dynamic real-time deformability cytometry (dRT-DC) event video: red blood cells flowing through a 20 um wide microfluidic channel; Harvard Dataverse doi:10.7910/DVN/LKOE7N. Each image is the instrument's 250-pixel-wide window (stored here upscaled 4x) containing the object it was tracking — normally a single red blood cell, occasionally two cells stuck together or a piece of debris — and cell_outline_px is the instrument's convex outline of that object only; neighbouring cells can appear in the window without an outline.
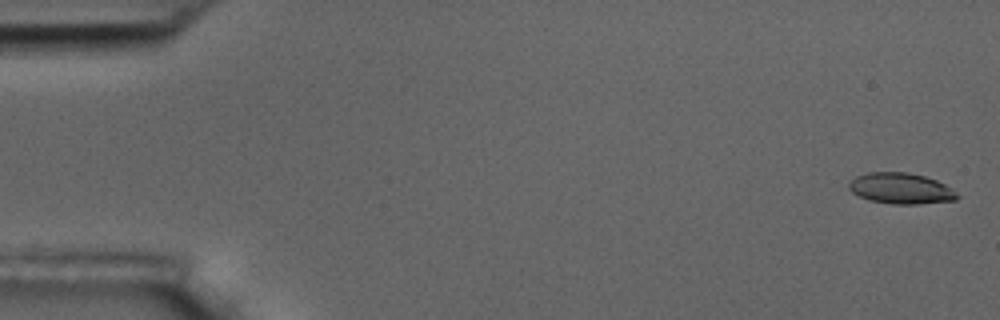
{"species": "common noctule bat (a hibernating species)", "species_latin": "Nyctalus noctula", "temperature_condition": "room temperature", "stored_images_in_passage": 6, "camera_frame_rate_fps": 3000, "um_per_image_px": 0.085, "animal": {"sex": "male", "body_mass_g": 17.5, "forearm_length_mm": 52.3}, "frame": {"image": 1, "passage_image": 1, "time_ms": 0.0, "image_size_px": [1000, 320], "cell_outline_px": [[960, 196], [956, 200], [916, 204], [892, 204], [868, 200], [852, 192], [848, 188], [848, 184], [856, 176], [868, 172], [908, 172], [924, 176], [936, 180], [944, 184], [956, 192]], "centroid_in_image_um": [76.56, 16.02], "position_along_channel_um": 8.4, "area_um2": 19.48}}
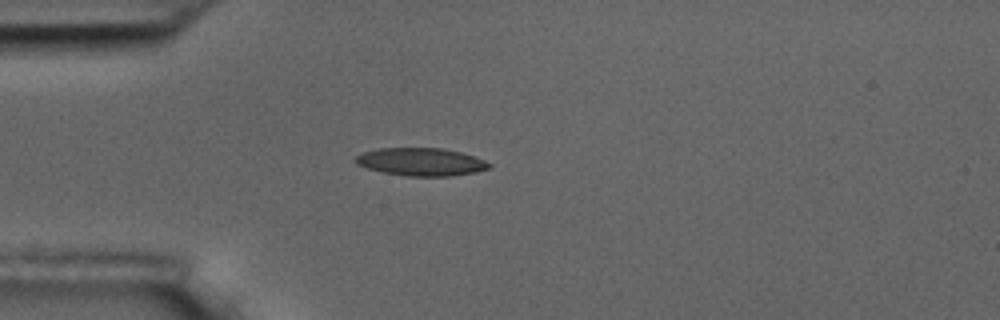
{"frame": {"image": 2, "passage_image": 5, "time_ms": 4.667, "image_size_px": [1000, 320], "cell_outline_px": [[492, 168], [476, 172], [448, 176], [408, 176], [384, 172], [368, 168], [356, 164], [356, 156], [364, 152], [380, 148], [440, 148], [460, 152], [476, 156], [492, 164]], "centroid_in_image_um": [35.84, 13.76], "position_along_channel_um": 49.2, "area_um2": 21.56}}